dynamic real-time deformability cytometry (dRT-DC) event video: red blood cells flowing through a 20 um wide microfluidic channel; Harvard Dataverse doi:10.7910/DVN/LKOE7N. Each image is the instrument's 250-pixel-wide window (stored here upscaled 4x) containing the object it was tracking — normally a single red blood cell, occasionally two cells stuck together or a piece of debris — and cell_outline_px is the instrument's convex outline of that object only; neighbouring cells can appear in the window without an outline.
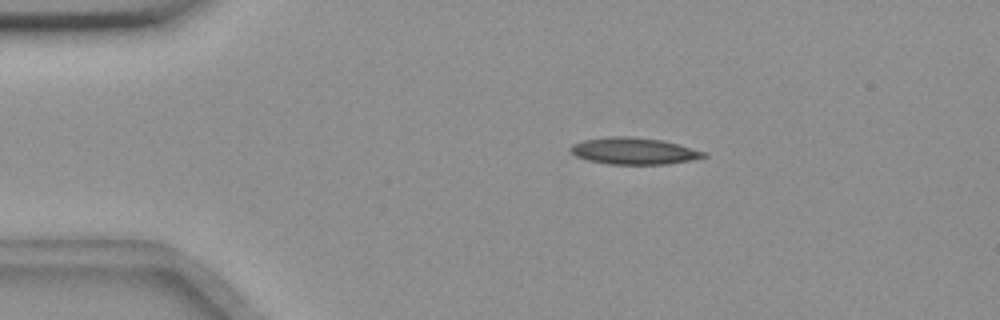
{"species": "common noctule bat (a hibernating species)", "species_latin": "Nyctalus noctula", "temperature_condition": "room temperature", "stored_images_in_passage": 48, "camera_frame_rate_fps": 3000, "um_per_image_px": 0.085, "animal": {"sex": "female", "body_mass_g": 18.4}, "frame": {"image": 1, "passage_image": 3, "time_ms": 0.667, "image_size_px": [1000, 320], "cell_outline_px": [[708, 156], [668, 164], [608, 164], [588, 160], [576, 156], [568, 148], [572, 144], [580, 140], [608, 136], [624, 136], [660, 140], [676, 144], [704, 152]], "centroid_in_image_um": [53.78, 12.83], "position_along_channel_um": 31.2, "area_um2": 20.46}}
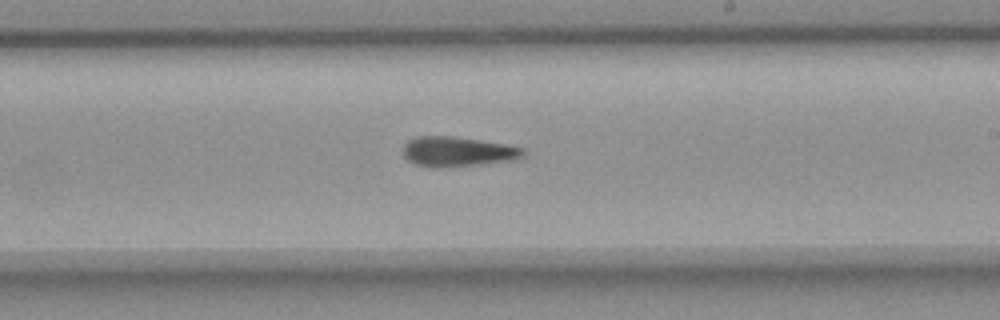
{"frame": {"image": 2, "passage_image": 25, "time_ms": 8.0, "image_size_px": [1000, 320], "cell_outline_px": [[524, 156], [512, 160], [440, 168], [432, 168], [416, 164], [408, 160], [404, 156], [404, 144], [408, 140], [416, 136], [452, 136], [480, 140], [504, 144], [524, 148]], "centroid_in_image_um": [38.86, 12.88], "position_along_channel_um": 250.1, "area_um2": 20.75}}
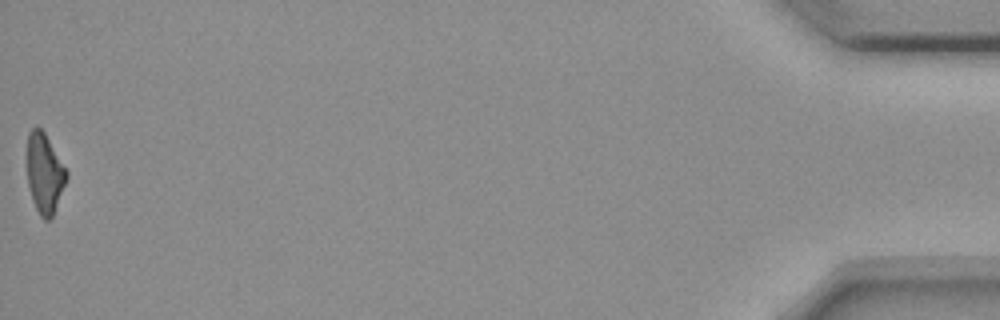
{"frame": {"image": 3, "passage_image": 48, "time_ms": 15.667, "image_size_px": [1000, 320], "cell_outline_px": [[68, 176], [52, 216], [48, 220], [44, 220], [40, 216], [32, 200], [28, 184], [28, 132], [36, 124], [44, 132], [68, 172]], "centroid_in_image_um": [3.78, 14.72], "position_along_channel_um": 431.4, "area_um2": 18.03}}